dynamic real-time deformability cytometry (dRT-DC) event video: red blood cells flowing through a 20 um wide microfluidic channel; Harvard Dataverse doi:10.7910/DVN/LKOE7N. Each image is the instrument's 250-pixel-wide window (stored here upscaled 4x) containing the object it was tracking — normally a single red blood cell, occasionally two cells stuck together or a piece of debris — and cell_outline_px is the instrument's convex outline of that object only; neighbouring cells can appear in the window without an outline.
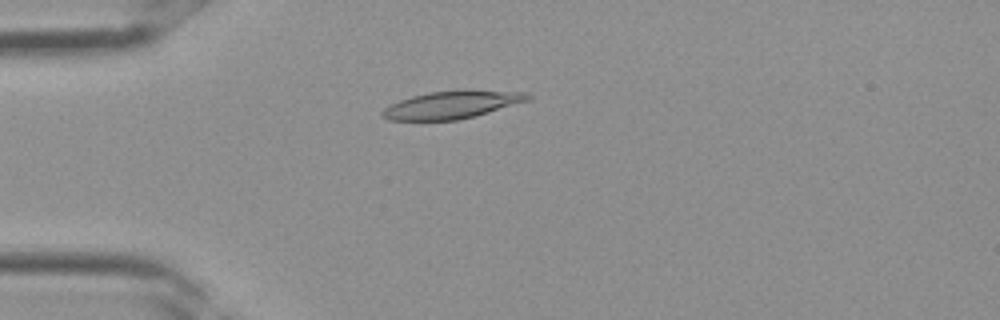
{"species": "Egyptian fruit bat (a non-hibernating species)", "species_latin": "Rousettus aegyptiacus", "temperature_condition": "room temperature", "stored_images_in_passage": 1, "camera_frame_rate_fps": 3000, "um_per_image_px": 0.085, "frame": {"image": 1, "passage_image": 1, "time_ms": 0.0, "image_size_px": [1000, 320], "cell_outline_px": [[532, 96], [528, 100], [476, 116], [456, 120], [388, 120], [380, 116], [380, 112], [384, 108], [400, 100], [412, 96], [428, 92], [468, 88], [528, 92]], "centroid_in_image_um": [38.44, 8.87], "position_along_channel_um": 46.6, "area_um2": 23.93}}